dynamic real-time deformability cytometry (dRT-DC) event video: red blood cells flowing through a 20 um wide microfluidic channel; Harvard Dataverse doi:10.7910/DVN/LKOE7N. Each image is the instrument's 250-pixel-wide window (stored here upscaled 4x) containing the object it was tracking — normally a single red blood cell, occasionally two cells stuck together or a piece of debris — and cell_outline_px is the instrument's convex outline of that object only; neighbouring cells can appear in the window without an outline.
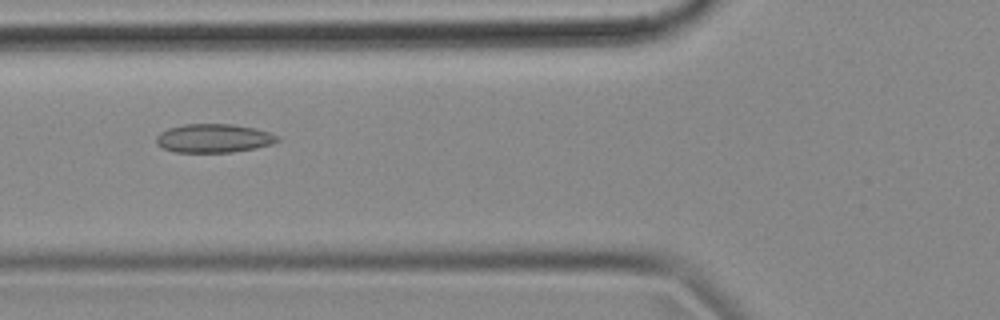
{"species": "common noctule bat (a hibernating species)", "species_latin": "Nyctalus noctula", "temperature_condition": "cold", "stored_images_in_passage": 54, "camera_frame_rate_fps": 3000, "um_per_image_px": 0.085, "animal": {"sex": "female", "body_mass_g": 18.4}, "frame": {"image": 1, "passage_image": 20, "time_ms": 6.333, "image_size_px": [1000, 320], "cell_outline_px": [[280, 140], [272, 144], [256, 148], [232, 152], [176, 152], [164, 148], [156, 144], [156, 136], [160, 132], [168, 128], [184, 124], [232, 124], [256, 128], [280, 136]], "centroid_in_image_um": [18.18, 11.75], "position_along_channel_um": 107.6, "area_um2": 20.35}}
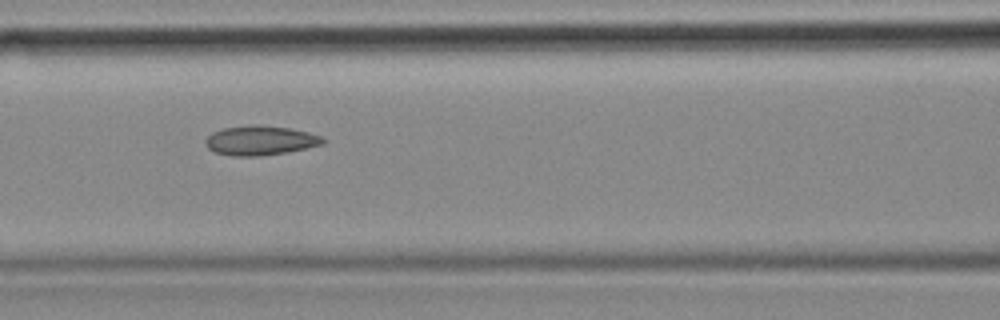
{"frame": {"image": 2, "passage_image": 23, "time_ms": 7.333, "image_size_px": [1000, 320], "cell_outline_px": [[324, 144], [284, 152], [260, 156], [232, 156], [212, 152], [204, 144], [204, 140], [212, 132], [224, 128], [252, 124], [256, 124], [292, 128], [308, 132], [320, 136], [324, 140]], "centroid_in_image_um": [22.06, 11.93], "position_along_channel_um": 144.5, "area_um2": 20.23}}
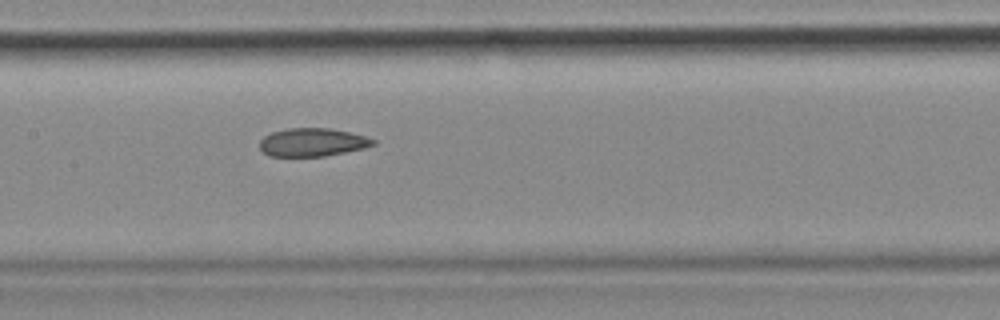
{"frame": {"image": 3, "passage_image": 26, "time_ms": 8.333, "image_size_px": [1000, 320], "cell_outline_px": [[376, 144], [364, 148], [324, 156], [268, 156], [260, 148], [260, 140], [264, 136], [272, 132], [288, 128], [328, 128], [348, 132], [364, 136], [376, 140]], "centroid_in_image_um": [26.54, 12.09], "position_along_channel_um": 180.9, "area_um2": 18.5}, "authors_computed_cell_mechanics": {"area_um2": 20.2878, "velocity_mm_per_s": 3.658, "shape_relaxation_time_tau1_ms": null, "shape_relaxation_time_tau2_ms": 4.33, "deformation_change_tau1": null, "deformation_change_tau2": 0.1177}}